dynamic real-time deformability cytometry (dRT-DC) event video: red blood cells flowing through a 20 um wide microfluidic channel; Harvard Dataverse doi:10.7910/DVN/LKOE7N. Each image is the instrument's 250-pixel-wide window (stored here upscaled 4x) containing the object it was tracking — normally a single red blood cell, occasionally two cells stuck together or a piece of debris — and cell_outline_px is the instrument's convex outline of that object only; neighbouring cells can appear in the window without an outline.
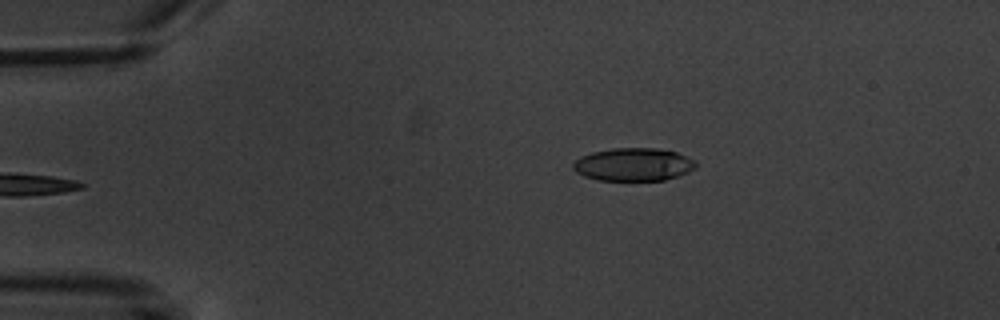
{"species": "common noctule bat (a hibernating species)", "species_latin": "Nyctalus noctula", "temperature_condition": "warm", "stored_images_in_passage": 5, "camera_frame_rate_fps": 3000, "um_per_image_px": 0.085, "animal": {"sex": "male", "body_mass_g": 20.1, "forearm_length_mm": 53.5}, "frame": {"image": 1, "passage_image": 5, "time_ms": 5.667, "image_size_px": [1000, 320], "cell_outline_px": [[696, 168], [688, 172], [664, 180], [600, 180], [584, 176], [576, 172], [572, 168], [572, 164], [580, 156], [592, 152], [612, 148], [656, 148], [676, 152], [696, 160]], "centroid_in_image_um": [53.84, 13.97], "position_along_channel_um": 31.2, "area_um2": 23.58}}